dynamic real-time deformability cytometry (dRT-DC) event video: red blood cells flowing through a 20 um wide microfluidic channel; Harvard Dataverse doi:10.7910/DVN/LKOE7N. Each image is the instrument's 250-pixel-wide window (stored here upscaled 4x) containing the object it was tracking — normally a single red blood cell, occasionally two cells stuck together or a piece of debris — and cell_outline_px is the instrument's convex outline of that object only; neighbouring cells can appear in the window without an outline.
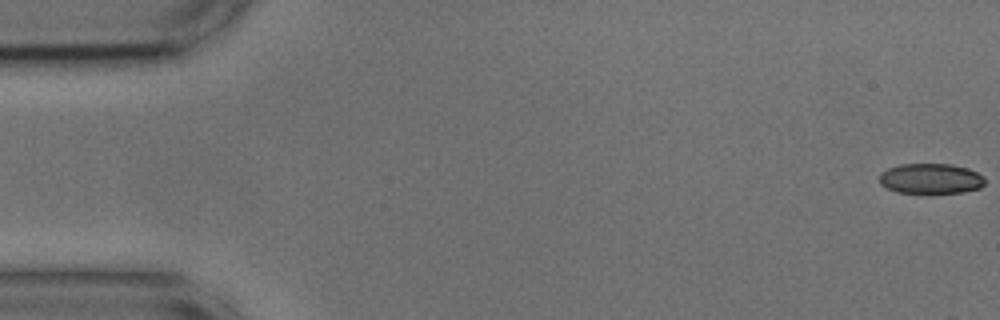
{"species": "common noctule bat (a hibernating species)", "species_latin": "Nyctalus noctula", "temperature_condition": "cold", "stored_images_in_passage": 11, "camera_frame_rate_fps": 3000, "um_per_image_px": 0.085, "animal": {"sex": "male", "body_mass_g": 17.9, "forearm_length_mm": 54.2}, "frame": {"image": 1, "passage_image": 1, "time_ms": 0.0, "image_size_px": [1000, 320], "cell_outline_px": [[984, 184], [980, 188], [964, 192], [932, 196], [896, 192], [880, 184], [880, 172], [888, 168], [900, 164], [952, 164], [968, 168], [984, 176]], "centroid_in_image_um": [79.12, 15.23], "position_along_channel_um": 5.9, "area_um2": 19.48}}